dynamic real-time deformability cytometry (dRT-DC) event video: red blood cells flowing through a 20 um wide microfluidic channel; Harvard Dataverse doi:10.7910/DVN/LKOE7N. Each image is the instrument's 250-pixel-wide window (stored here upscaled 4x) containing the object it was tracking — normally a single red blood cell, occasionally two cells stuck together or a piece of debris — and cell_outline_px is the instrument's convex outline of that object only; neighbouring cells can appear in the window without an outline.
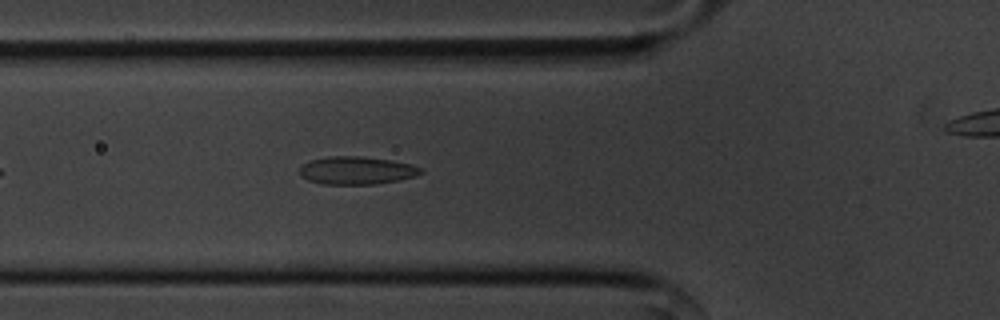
{"species": "common noctule bat (a hibernating species)", "species_latin": "Nyctalus noctula", "temperature_condition": "cold", "stored_images_in_passage": 35, "camera_frame_rate_fps": 3000, "um_per_image_px": 0.085, "animal": {"sex": "male", "body_mass_g": 20.1, "forearm_length_mm": 53.5}, "frame": {"image": 1, "passage_image": 6, "time_ms": 1.667, "image_size_px": [1000, 320], "cell_outline_px": [[424, 172], [416, 176], [400, 180], [376, 184], [320, 184], [308, 180], [300, 176], [300, 168], [308, 160], [328, 156], [364, 156], [388, 160], [408, 164], [424, 168]], "centroid_in_image_um": [30.31, 14.49], "position_along_channel_um": 95.5, "area_um2": 19.83}}
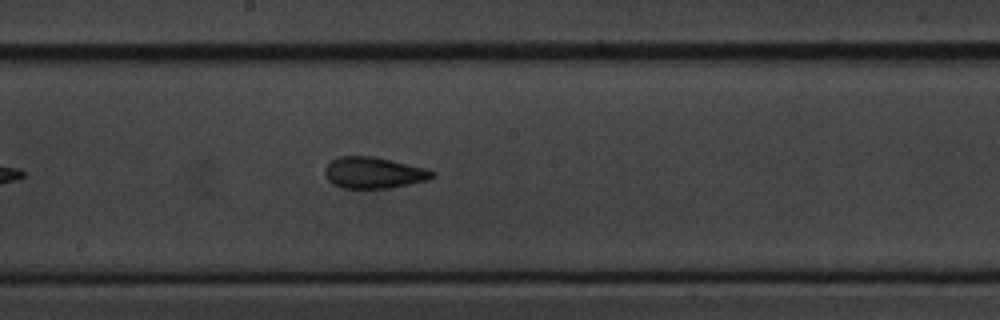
{"frame": {"image": 2, "passage_image": 16, "time_ms": 5.0, "image_size_px": [1000, 320], "cell_outline_px": [[436, 176], [428, 180], [388, 188], [344, 188], [332, 184], [328, 180], [324, 172], [324, 168], [336, 156], [372, 156], [392, 160], [428, 168], [436, 172]], "centroid_in_image_um": [31.78, 14.67], "position_along_channel_um": 216.4, "area_um2": 19.77}}
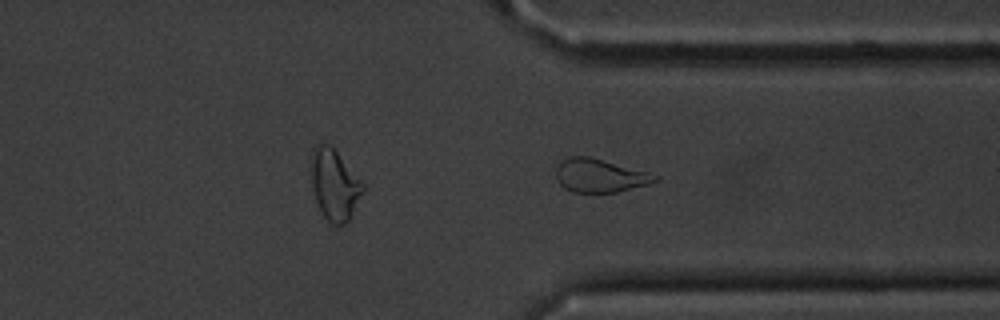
{"frame": {"image": 3, "passage_image": 28, "time_ms": 9.0, "image_size_px": [1000, 320], "cell_outline_px": [[660, 180], [648, 184], [616, 192], [572, 192], [564, 188], [560, 184], [556, 176], [556, 164], [560, 160], [568, 156], [588, 156], [648, 172], [660, 176]], "centroid_in_image_um": [50.95, 14.92], "position_along_channel_um": 360.4, "area_um2": 19.31}, "authors_computed_cell_mechanics": {"area_um2": 19.4786, "velocity_mm_per_s": 3.6089, "shape_relaxation_time_tau1_ms": 11.3592, "shape_relaxation_time_tau2_ms": 2.3899, "deformation_change_tau1": 0.2, "deformation_change_tau2": 0.1096}}